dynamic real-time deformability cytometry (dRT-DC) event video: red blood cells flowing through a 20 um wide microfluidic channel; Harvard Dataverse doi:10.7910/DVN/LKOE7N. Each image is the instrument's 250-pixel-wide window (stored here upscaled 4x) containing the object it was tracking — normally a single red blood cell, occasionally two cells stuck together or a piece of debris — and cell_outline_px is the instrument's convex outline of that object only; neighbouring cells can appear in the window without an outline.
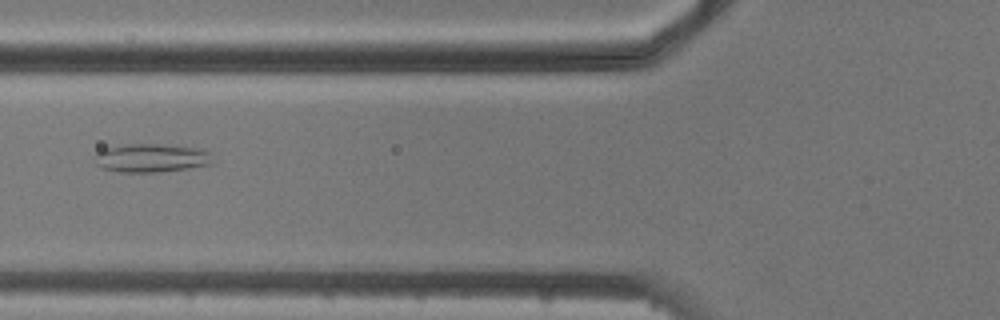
{"species": "common noctule bat (a hibernating species)", "species_latin": "Nyctalus noctula", "temperature_condition": "cold", "stored_images_in_passage": 3, "camera_frame_rate_fps": 3000, "um_per_image_px": 0.085, "animal": {"sex": "male", "body_mass_g": 20.5, "forearm_length_mm": 52.5}, "frame": {"image": 1, "passage_image": 2, "time_ms": 1.0, "image_size_px": [1000, 320], "cell_outline_px": [[212, 164], [188, 168], [160, 172], [120, 172], [104, 168], [96, 164], [92, 160], [96, 152], [104, 148], [124, 144], [160, 144], [196, 148], [212, 152]], "centroid_in_image_um": [12.83, 13.42], "position_along_channel_um": 113.0, "area_um2": 19.77}}